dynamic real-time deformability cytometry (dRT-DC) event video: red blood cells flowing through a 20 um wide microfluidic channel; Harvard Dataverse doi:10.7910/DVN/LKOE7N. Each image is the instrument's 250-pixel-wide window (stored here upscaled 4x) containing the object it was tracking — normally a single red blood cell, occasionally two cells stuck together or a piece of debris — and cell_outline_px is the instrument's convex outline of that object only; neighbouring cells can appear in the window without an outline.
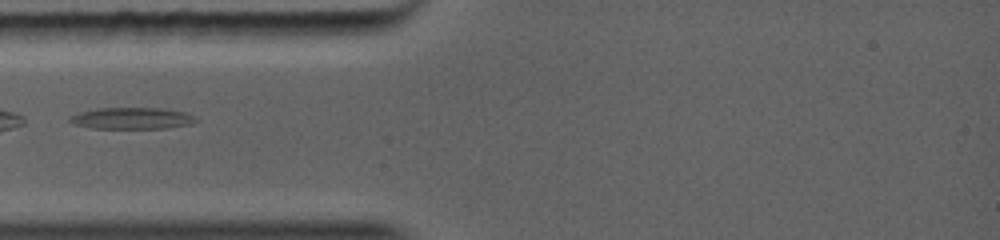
{"species": "common noctule bat (a hibernating species)", "species_latin": "Nyctalus noctula", "temperature_condition": "warm", "stored_images_in_passage": 19, "camera_frame_rate_fps": 5000, "um_per_image_px": 0.085, "animal": {"sex": "female", "body_mass_g": 19.0, "forearm_length_mm": 56.7}, "frame": {"image": 1, "passage_image": 1, "time_ms": 0.0, "image_size_px": [1000, 240], "cell_outline_px": [[188, 116], [180, 124], [156, 128], [100, 128], [80, 124], [72, 120], [72, 116], [96, 108], [160, 108], [180, 112]], "centroid_in_image_um": [11.02, 10.03], "position_along_channel_um": 74.0, "area_um2": 13.99}}
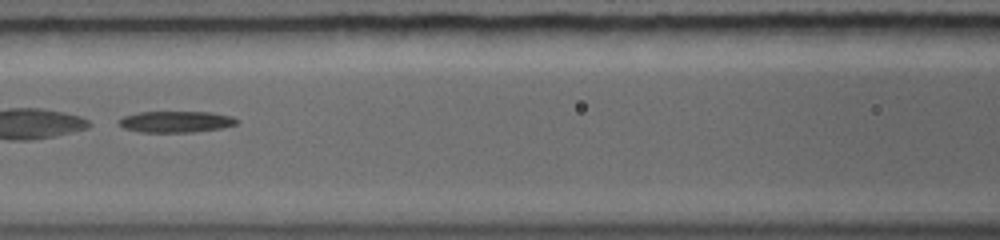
{"frame": {"image": 2, "passage_image": 6, "time_ms": 1.6, "image_size_px": [1000, 240], "cell_outline_px": [[236, 120], [232, 124], [212, 128], [164, 132], [160, 132], [132, 128], [124, 124], [120, 120], [128, 116], [140, 112], [208, 112], [228, 116]], "centroid_in_image_um": [14.97, 10.29], "position_along_channel_um": 151.6, "area_um2": 12.72}}